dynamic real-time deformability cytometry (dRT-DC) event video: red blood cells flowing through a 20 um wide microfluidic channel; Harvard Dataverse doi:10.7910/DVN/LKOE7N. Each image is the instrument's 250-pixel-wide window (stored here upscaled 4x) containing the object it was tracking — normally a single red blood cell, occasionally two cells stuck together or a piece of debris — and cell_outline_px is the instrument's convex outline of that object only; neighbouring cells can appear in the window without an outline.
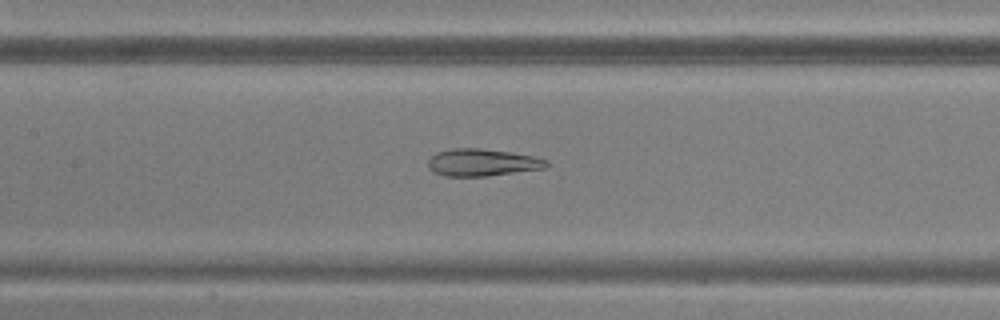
{"species": "common noctule bat (a hibernating species)", "species_latin": "Nyctalus noctula", "temperature_condition": "warm", "stored_images_in_passage": 51, "camera_frame_rate_fps": 3000, "um_per_image_px": 0.085, "animal": {"sex": "male", "body_mass_g": 20.5, "forearm_length_mm": 52.5}, "frame": {"image": 1, "passage_image": 25, "time_ms": 8.0, "image_size_px": [1000, 320], "cell_outline_px": [[548, 164], [544, 168], [484, 176], [444, 176], [432, 172], [428, 168], [428, 160], [436, 152], [452, 148], [476, 148], [508, 152], [532, 156], [548, 160]], "centroid_in_image_um": [40.92, 13.81], "position_along_channel_um": 166.5, "area_um2": 18.55}}
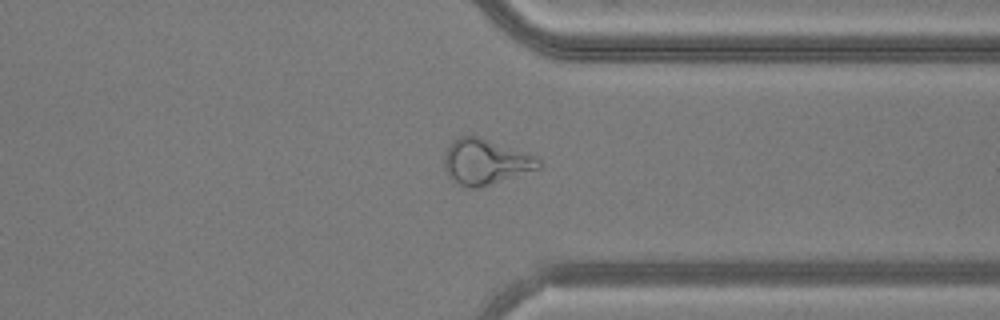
{"frame": {"image": 2, "passage_image": 40, "time_ms": 13.0, "image_size_px": [1000, 320], "cell_outline_px": [[540, 168], [480, 188], [468, 188], [456, 184], [448, 176], [444, 168], [444, 152], [452, 140], [460, 136], [476, 136], [536, 156], [540, 160]], "centroid_in_image_um": [41.21, 13.78], "position_along_channel_um": 370.2, "area_um2": 24.97}}
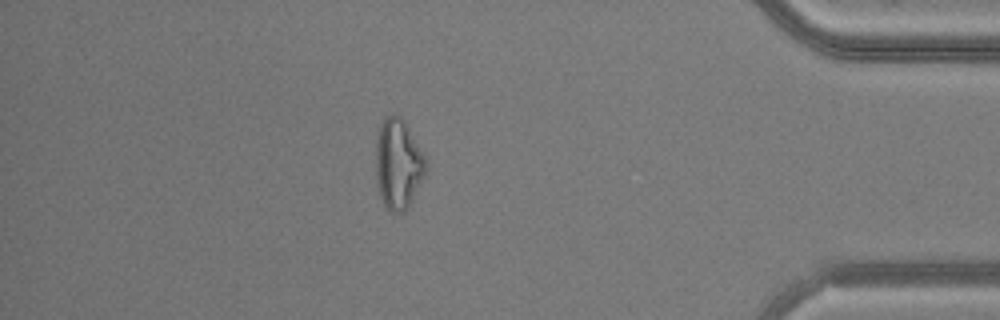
{"frame": {"image": 3, "passage_image": 45, "time_ms": 14.667, "image_size_px": [1000, 320], "cell_outline_px": [[428, 172], [408, 208], [404, 212], [392, 212], [384, 204], [380, 196], [376, 184], [376, 136], [380, 124], [384, 116], [400, 116], [408, 124], [428, 160]], "centroid_in_image_um": [33.88, 13.92], "position_along_channel_um": 401.3, "area_um2": 27.11}}